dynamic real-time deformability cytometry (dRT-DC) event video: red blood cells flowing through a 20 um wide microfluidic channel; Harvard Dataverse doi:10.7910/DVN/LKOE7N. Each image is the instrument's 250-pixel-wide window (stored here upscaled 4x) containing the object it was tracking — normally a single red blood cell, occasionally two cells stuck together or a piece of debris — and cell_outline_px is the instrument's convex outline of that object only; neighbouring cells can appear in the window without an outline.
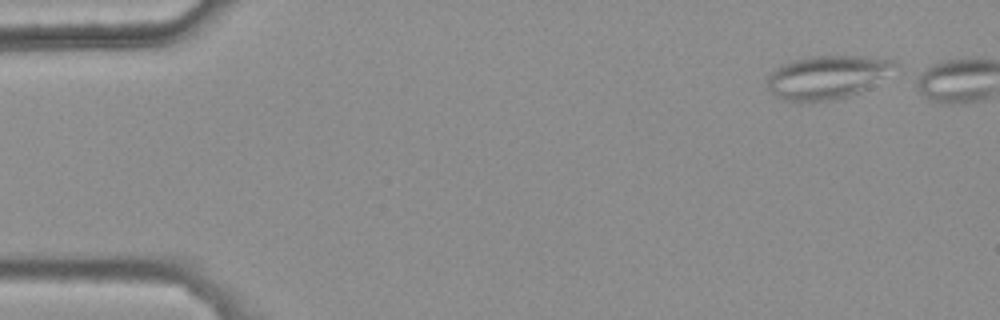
{"species": "common noctule bat (a hibernating species)", "species_latin": "Nyctalus noctula", "temperature_condition": "warm", "stored_images_in_passage": 3, "camera_frame_rate_fps": 3000, "um_per_image_px": 0.085, "animal": {"sex": "female", "body_mass_g": 25.1}, "frame": {"image": 1, "passage_image": 1, "time_ms": 0.0, "image_size_px": [1000, 320], "cell_outline_px": [[900, 68], [856, 92], [848, 96], [832, 100], [808, 104], [784, 100], [776, 96], [768, 88], [768, 76], [780, 64], [792, 60], [812, 56], [860, 56], [896, 60], [900, 64]], "centroid_in_image_um": [70.3, 6.56], "position_along_channel_um": 14.7, "area_um2": 32.43}}